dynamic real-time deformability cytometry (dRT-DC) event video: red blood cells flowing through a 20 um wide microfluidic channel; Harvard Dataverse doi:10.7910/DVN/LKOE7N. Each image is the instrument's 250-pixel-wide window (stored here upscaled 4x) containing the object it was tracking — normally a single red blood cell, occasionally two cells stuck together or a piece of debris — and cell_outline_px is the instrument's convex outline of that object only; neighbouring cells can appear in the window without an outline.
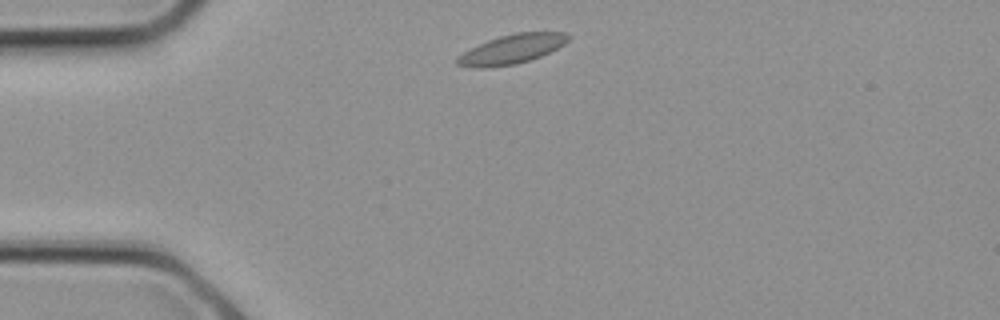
{"species": "common noctule bat (a hibernating species)", "species_latin": "Nyctalus noctula", "temperature_condition": "cold", "stored_images_in_passage": 11, "camera_frame_rate_fps": 3000, "um_per_image_px": 0.085, "animal": {"sex": "female", "body_mass_g": 21.9}, "frame": {"image": 1, "passage_image": 1, "time_ms": 0.0, "image_size_px": [1000, 320], "cell_outline_px": [[572, 36], [564, 44], [540, 56], [516, 64], [484, 68], [472, 68], [456, 64], [456, 60], [464, 52], [488, 40], [500, 36], [516, 32], [564, 32]], "centroid_in_image_um": [43.51, 4.17], "position_along_channel_um": 41.5, "area_um2": 18.67}}
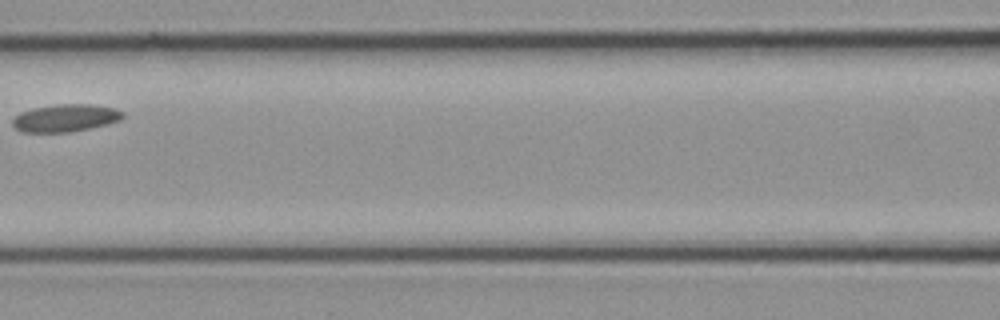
{"frame": {"image": 2, "passage_image": 7, "time_ms": 2.0, "image_size_px": [1000, 320], "cell_outline_px": [[124, 116], [120, 120], [108, 124], [92, 128], [68, 132], [20, 132], [12, 128], [12, 120], [20, 112], [32, 108], [56, 104], [92, 104], [112, 108], [124, 112]], "centroid_in_image_um": [5.53, 10.03], "position_along_channel_um": 161.1, "area_um2": 17.86}}
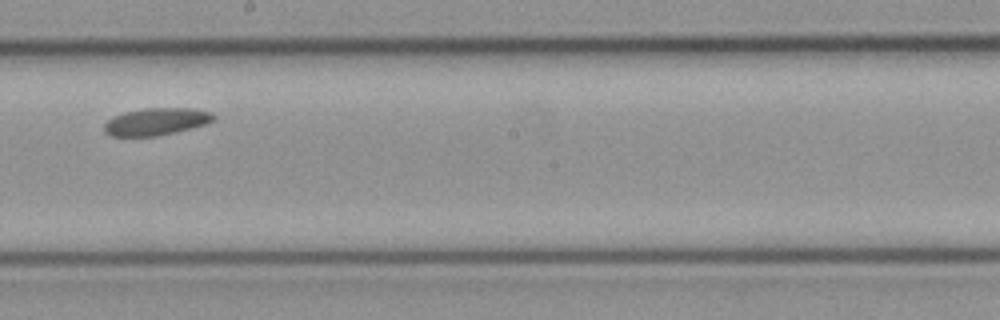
{"frame": {"image": 3, "passage_image": 10, "time_ms": 3.0, "image_size_px": [1000, 320], "cell_outline_px": [[216, 120], [208, 124], [156, 136], [112, 136], [104, 132], [104, 124], [112, 116], [124, 112], [144, 108], [196, 108], [212, 112], [216, 116]], "centroid_in_image_um": [13.32, 10.32], "position_along_channel_um": 234.9, "area_um2": 17.57}}